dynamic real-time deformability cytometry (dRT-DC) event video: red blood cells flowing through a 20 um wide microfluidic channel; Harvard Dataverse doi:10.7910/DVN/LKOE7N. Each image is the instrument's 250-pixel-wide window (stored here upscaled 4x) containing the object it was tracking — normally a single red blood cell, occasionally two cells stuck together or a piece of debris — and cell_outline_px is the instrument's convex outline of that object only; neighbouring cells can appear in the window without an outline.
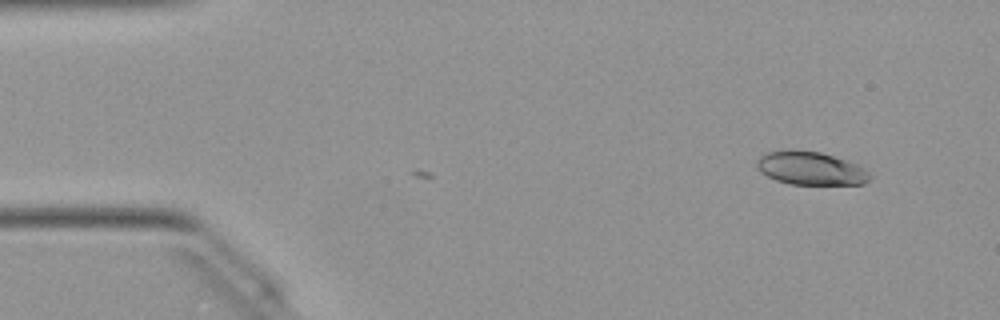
{"species": "Egyptian fruit bat (a non-hibernating species)", "species_latin": "Rousettus aegyptiacus", "temperature_condition": "warm", "stored_images_in_passage": 15, "camera_frame_rate_fps": 3000, "um_per_image_px": 0.085, "animal": {"sex": "female"}, "frame": {"image": 1, "passage_image": 15, "time_ms": 4.667, "image_size_px": [1000, 320], "cell_outline_px": [[872, 176], [864, 184], [788, 184], [776, 180], [760, 172], [756, 164], [756, 160], [760, 156], [768, 152], [820, 152], [856, 164], [864, 168]], "centroid_in_image_um": [68.92, 14.35], "position_along_channel_um": 16.1, "area_um2": 21.21}}